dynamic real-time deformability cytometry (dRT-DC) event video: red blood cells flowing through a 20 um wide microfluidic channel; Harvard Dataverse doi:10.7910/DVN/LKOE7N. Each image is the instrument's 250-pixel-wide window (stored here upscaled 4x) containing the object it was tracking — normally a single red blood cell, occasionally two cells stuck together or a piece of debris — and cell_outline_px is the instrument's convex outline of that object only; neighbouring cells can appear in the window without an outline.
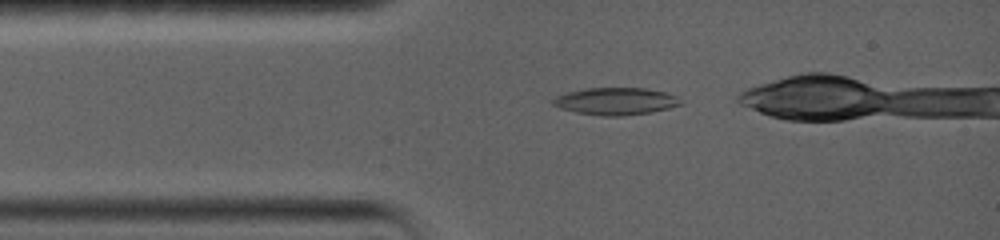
{"species": "common noctule bat (a hibernating species)", "species_latin": "Nyctalus noctula", "temperature_condition": "warm", "stored_images_in_passage": 37, "camera_frame_rate_fps": 5000, "um_per_image_px": 0.085, "animal": {"sex": "female", "body_mass_g": 19.0, "forearm_length_mm": 56.7}, "frame": {"image": 1, "passage_image": 2, "time_ms": 0.4, "image_size_px": [1000, 240], "cell_outline_px": [[684, 104], [652, 112], [624, 116], [604, 116], [576, 112], [560, 108], [552, 104], [552, 100], [556, 96], [568, 92], [584, 88], [644, 88], [668, 92], [676, 96]], "centroid_in_image_um": [52.36, 8.6], "position_along_channel_um": 32.6, "area_um2": 20.35}}
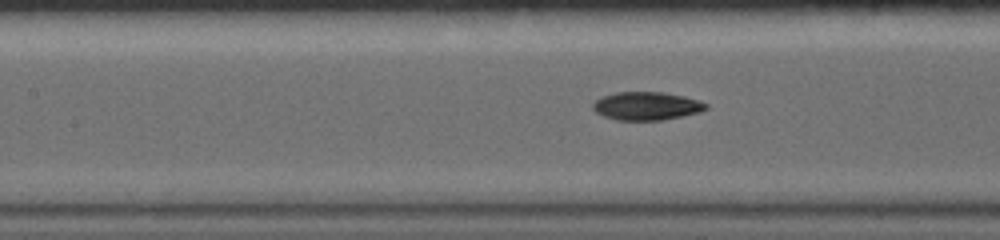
{"frame": {"image": 2, "passage_image": 15, "time_ms": 4.0, "image_size_px": [1000, 240], "cell_outline_px": [[708, 108], [700, 112], [664, 120], [616, 120], [604, 116], [596, 112], [592, 108], [592, 104], [596, 100], [604, 96], [616, 92], [664, 92], [684, 96], [700, 100], [708, 104]], "centroid_in_image_um": [54.99, 9.01], "position_along_channel_um": 152.4, "area_um2": 18.67}}
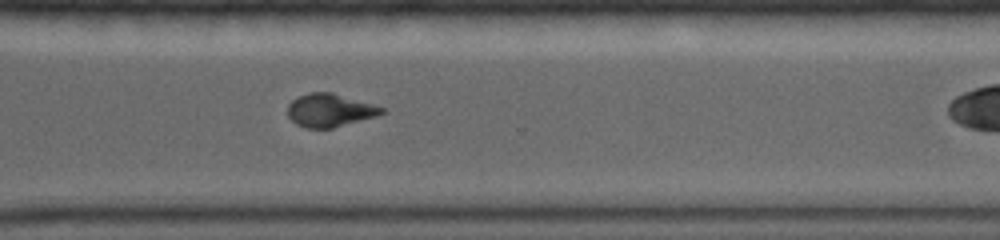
{"frame": {"image": 3, "passage_image": 30, "time_ms": 9.2, "image_size_px": [1000, 240], "cell_outline_px": [[384, 112], [376, 116], [332, 128], [304, 128], [296, 124], [288, 116], [288, 104], [292, 100], [308, 92], [332, 92], [372, 104], [384, 108]], "centroid_in_image_um": [28.0, 9.37], "position_along_channel_um": 342.6, "area_um2": 17.98}, "authors_computed_cell_mechanics": {"area_um2": 18.6694, "velocity_mm_per_s": 3.6586, "shape_relaxation_time_tau1_ms": 9.1888, "shape_relaxation_time_tau2_ms": 2.5269, "deformation_change_tau1": 0.2876, "deformation_change_tau2": 0.083}}